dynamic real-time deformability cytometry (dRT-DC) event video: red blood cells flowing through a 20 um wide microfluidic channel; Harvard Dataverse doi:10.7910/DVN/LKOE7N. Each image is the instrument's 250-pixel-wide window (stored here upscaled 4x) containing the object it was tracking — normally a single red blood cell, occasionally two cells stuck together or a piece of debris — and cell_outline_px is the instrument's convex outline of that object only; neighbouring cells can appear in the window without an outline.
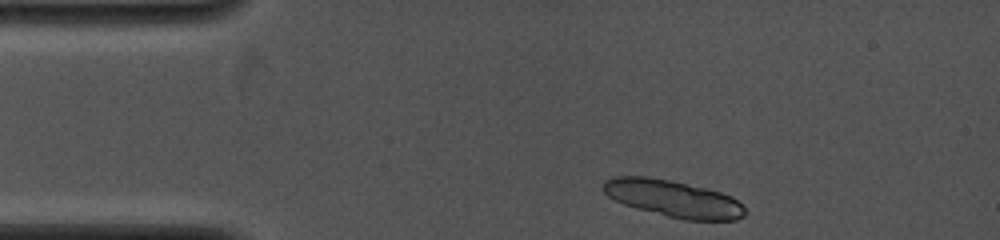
{"species": "common noctule bat (a hibernating species)", "species_latin": "Nyctalus noctula", "temperature_condition": "cold", "stored_images_in_passage": 2, "camera_frame_rate_fps": 4000, "um_per_image_px": 0.085, "animal": {"sex": "female", "body_mass_g": 19.0, "forearm_length_mm": 53.3}, "frame": {"image": 1, "passage_image": 1, "time_ms": 0.0, "image_size_px": [1000, 240], "cell_outline_px": [[744, 216], [736, 220], [684, 220], [636, 208], [624, 204], [608, 196], [604, 192], [600, 184], [604, 180], [612, 176], [648, 176], [708, 188], [732, 196], [744, 208]], "centroid_in_image_um": [57.18, 16.87], "position_along_channel_um": 27.8, "area_um2": 30.46}}